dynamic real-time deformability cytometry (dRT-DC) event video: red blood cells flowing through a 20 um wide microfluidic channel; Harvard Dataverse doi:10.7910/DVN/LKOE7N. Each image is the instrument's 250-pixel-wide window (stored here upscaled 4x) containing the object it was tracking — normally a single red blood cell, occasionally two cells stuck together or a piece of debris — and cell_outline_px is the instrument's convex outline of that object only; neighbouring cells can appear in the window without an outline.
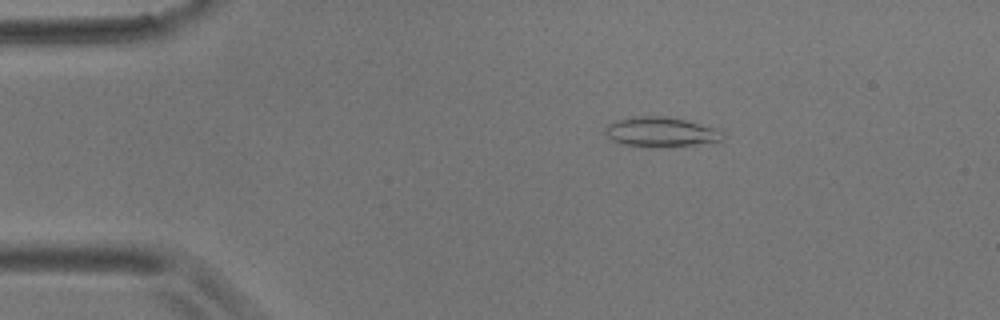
{"species": "common noctule bat (a hibernating species)", "species_latin": "Nyctalus noctula", "temperature_condition": "room temperature", "stored_images_in_passage": 4, "camera_frame_rate_fps": 3000, "um_per_image_px": 0.085, "animal": {"sex": "male", "body_mass_g": 17.9}, "frame": {"image": 1, "passage_image": 3, "time_ms": 2.333, "image_size_px": [1000, 320], "cell_outline_px": [[724, 140], [720, 144], [648, 148], [624, 144], [612, 140], [604, 132], [604, 128], [608, 124], [632, 116], [664, 116], [684, 120], [716, 128], [724, 132]], "centroid_in_image_um": [56.28, 11.26], "position_along_channel_um": 28.7, "area_um2": 21.04}}